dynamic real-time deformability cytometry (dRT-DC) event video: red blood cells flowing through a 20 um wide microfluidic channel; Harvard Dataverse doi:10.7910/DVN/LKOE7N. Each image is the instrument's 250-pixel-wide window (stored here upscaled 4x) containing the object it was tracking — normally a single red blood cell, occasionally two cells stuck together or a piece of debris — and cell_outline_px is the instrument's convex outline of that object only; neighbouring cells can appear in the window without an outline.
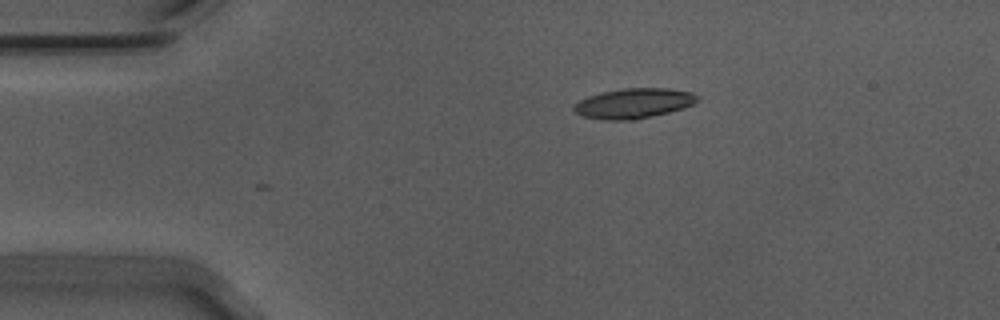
{"species": "Egyptian fruit bat (a non-hibernating species)", "species_latin": "Rousettus aegyptiacus", "temperature_condition": "warm", "stored_images_in_passage": 42, "camera_frame_rate_fps": 3000, "um_per_image_px": 0.085, "animal": {"sex": "male"}, "frame": {"image": 1, "passage_image": 1, "time_ms": 0.0, "image_size_px": [1000, 320], "cell_outline_px": [[700, 96], [692, 104], [684, 108], [636, 120], [604, 120], [580, 116], [572, 108], [580, 100], [588, 96], [600, 92], [624, 88], [668, 88], [692, 92]], "centroid_in_image_um": [53.85, 8.78], "position_along_channel_um": 31.1, "area_um2": 21.68}}
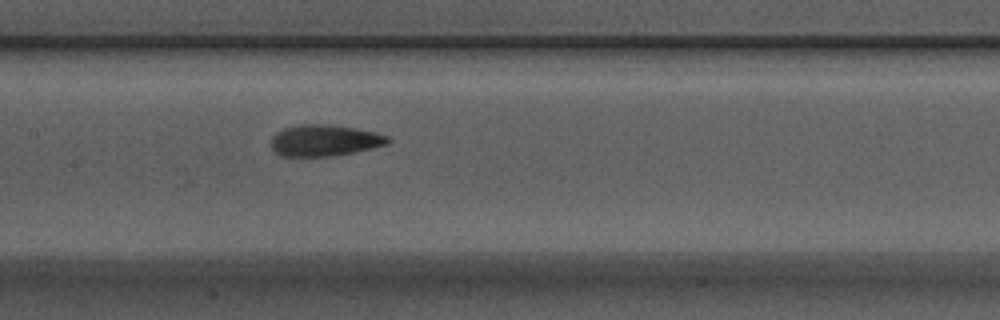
{"frame": {"image": 2, "passage_image": 17, "time_ms": 5.333, "image_size_px": [1000, 320], "cell_outline_px": [[392, 140], [388, 144], [372, 148], [352, 152], [328, 156], [280, 156], [272, 148], [272, 136], [276, 132], [284, 128], [300, 124], [328, 124], [356, 128], [376, 132], [388, 136]], "centroid_in_image_um": [27.6, 11.92], "position_along_channel_um": 179.8, "area_um2": 21.33}}
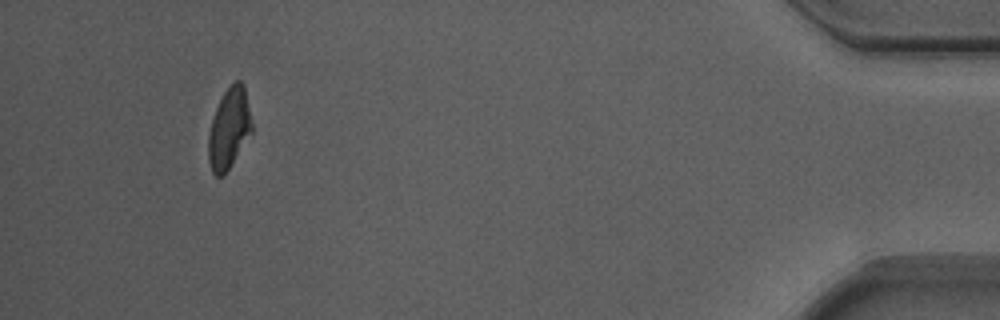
{"frame": {"image": 3, "passage_image": 42, "time_ms": 13.667, "image_size_px": [1000, 320], "cell_outline_px": [[252, 132], [228, 168], [220, 176], [216, 176], [212, 172], [208, 160], [208, 136], [212, 120], [216, 108], [224, 92], [236, 80], [240, 80], [244, 84], [252, 124]], "centroid_in_image_um": [19.47, 10.9], "position_along_channel_um": 415.7, "area_um2": 19.94}, "authors_computed_cell_mechanics": {"area_um2": 20.808, "velocity_mm_per_s": 3.7162, "shape_relaxation_time_tau1_ms": 4.6136, "shape_relaxation_time_tau2_ms": 2.4965, "deformation_change_tau1": 0.1579, "deformation_change_tau2": 0.0924}}